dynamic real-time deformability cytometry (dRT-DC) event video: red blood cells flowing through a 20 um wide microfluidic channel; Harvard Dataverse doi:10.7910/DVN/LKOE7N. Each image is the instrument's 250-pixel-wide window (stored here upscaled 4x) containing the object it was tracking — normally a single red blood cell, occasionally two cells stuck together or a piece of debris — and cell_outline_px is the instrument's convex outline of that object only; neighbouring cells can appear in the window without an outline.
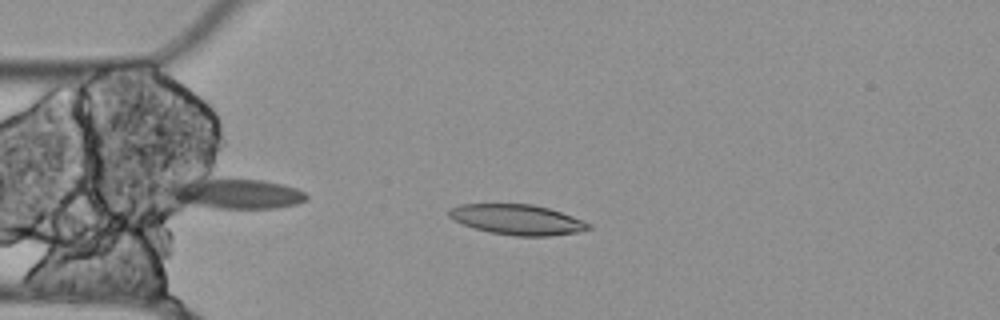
{"species": "Egyptian fruit bat (a non-hibernating species)", "species_latin": "Rousettus aegyptiacus", "temperature_condition": "cold", "stored_images_in_passage": 47, "camera_frame_rate_fps": 3000, "um_per_image_px": 0.085, "animal": {"sex": "female"}, "frame": {"image": 1, "passage_image": 4, "time_ms": 1.0, "image_size_px": [1000, 320], "cell_outline_px": [[592, 228], [576, 232], [548, 236], [516, 236], [492, 232], [476, 228], [452, 220], [448, 216], [448, 212], [452, 208], [460, 204], [532, 204], [548, 208], [584, 220], [592, 224]], "centroid_in_image_um": [43.99, 18.66], "position_along_channel_um": 41.0, "area_um2": 24.39}}
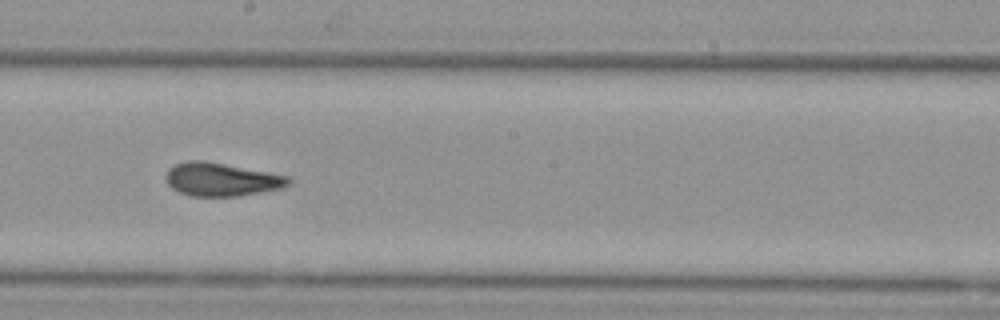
{"frame": {"image": 2, "passage_image": 21, "time_ms": 6.667, "image_size_px": [1000, 320], "cell_outline_px": [[292, 180], [284, 188], [236, 196], [192, 196], [180, 192], [172, 188], [168, 184], [168, 168], [176, 164], [188, 160], [204, 160], [288, 176]], "centroid_in_image_um": [18.84, 15.25], "position_along_channel_um": 229.4, "area_um2": 23.47}}
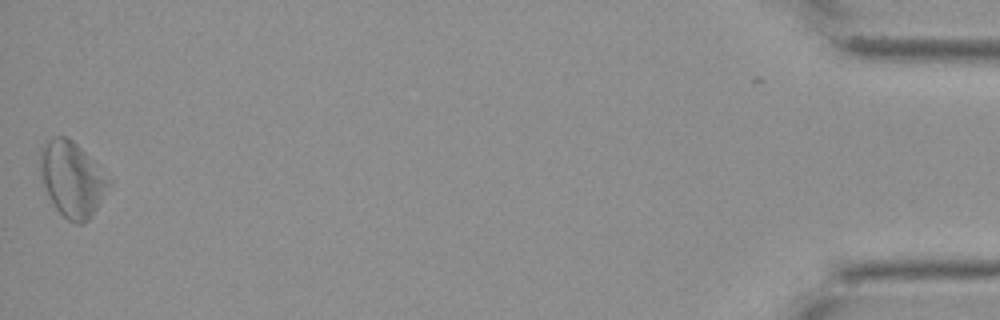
{"frame": {"image": 3, "passage_image": 46, "time_ms": 15.0, "image_size_px": [1000, 320], "cell_outline_px": [[112, 184], [88, 220], [80, 224], [76, 224], [68, 220], [56, 208], [44, 188], [40, 172], [40, 148], [52, 136], [64, 136], [72, 140], [112, 180]], "centroid_in_image_um": [6.12, 15.22], "position_along_channel_um": 429.1, "area_um2": 29.77}, "authors_computed_cell_mechanics": {"area_um2": 24.5072, "velocity_mm_per_s": 3.517, "shape_relaxation_time_tau1_ms": null, "shape_relaxation_time_tau2_ms": 5.3921, "deformation_change_tau1": null, "deformation_change_tau2": 0.1214}}